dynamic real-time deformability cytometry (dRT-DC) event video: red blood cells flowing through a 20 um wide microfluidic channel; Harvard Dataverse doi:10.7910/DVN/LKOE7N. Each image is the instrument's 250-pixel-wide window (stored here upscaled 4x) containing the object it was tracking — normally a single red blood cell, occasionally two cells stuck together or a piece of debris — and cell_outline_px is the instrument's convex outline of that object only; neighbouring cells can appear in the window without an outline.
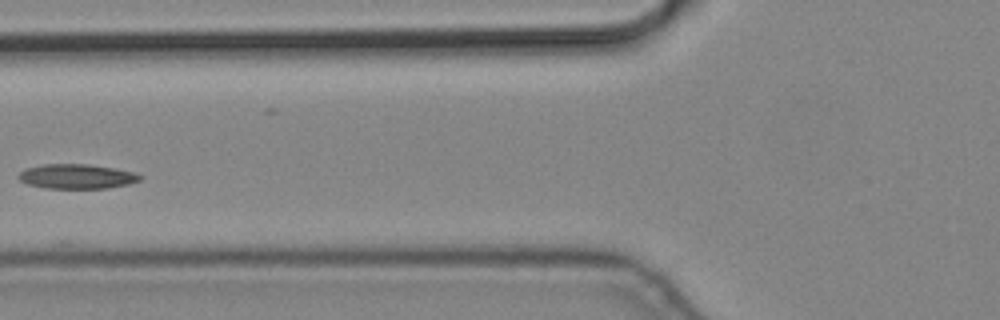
{"species": "common noctule bat (a hibernating species)", "species_latin": "Nyctalus noctula", "temperature_condition": "cold", "stored_images_in_passage": 6, "camera_frame_rate_fps": 3000, "um_per_image_px": 0.085, "animal": {"sex": "male", "body_mass_g": 19.2, "forearm_length_mm": 51.8}, "frame": {"image": 1, "passage_image": 5, "time_ms": 1.333, "image_size_px": [1000, 320], "cell_outline_px": [[144, 176], [140, 180], [128, 184], [108, 188], [44, 188], [28, 184], [20, 180], [16, 176], [24, 168], [44, 164], [88, 164], [136, 172]], "centroid_in_image_um": [6.52, 14.99], "position_along_channel_um": 119.3, "area_um2": 17.51}}
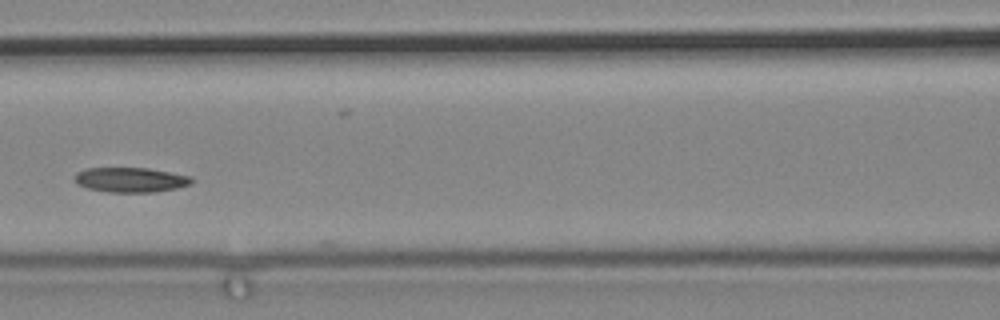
{"frame": {"image": 2, "passage_image": 6, "time_ms": 1.667, "image_size_px": [1000, 320], "cell_outline_px": [[192, 184], [176, 188], [156, 192], [108, 192], [88, 188], [76, 184], [72, 180], [76, 172], [88, 168], [148, 168], [192, 176]], "centroid_in_image_um": [11.08, 15.28], "position_along_channel_um": 155.5, "area_um2": 17.05}}